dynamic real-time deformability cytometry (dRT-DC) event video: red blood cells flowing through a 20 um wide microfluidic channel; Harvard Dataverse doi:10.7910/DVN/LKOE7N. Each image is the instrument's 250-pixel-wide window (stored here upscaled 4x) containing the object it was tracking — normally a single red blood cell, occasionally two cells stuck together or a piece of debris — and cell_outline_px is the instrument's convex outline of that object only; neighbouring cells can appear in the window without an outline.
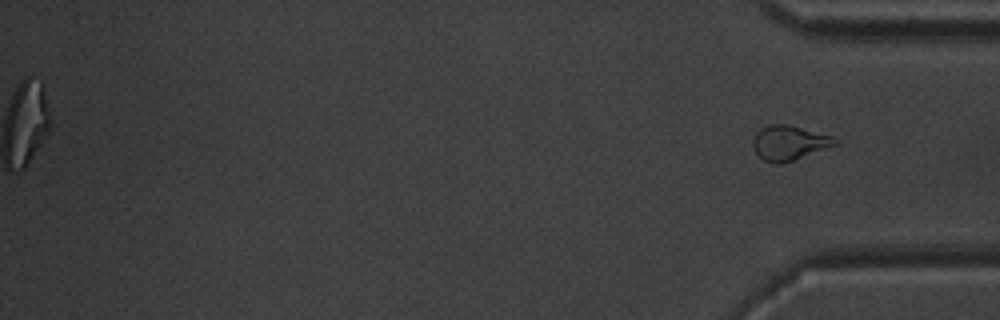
{"species": "common noctule bat (a hibernating species)", "species_latin": "Nyctalus noctula", "temperature_condition": "warm", "stored_images_in_passage": 40, "segment_of_instrument_passage": [2, 2], "camera_frame_rate_fps": 3000, "um_per_image_px": 0.085, "animal": {"sex": "male", "body_mass_g": 20.1, "forearm_length_mm": 53.5}, "frame": {"image": 1, "passage_image": 40, "time_ms": 13.0, "image_size_px": [1000, 320], "cell_outline_px": [[840, 144], [780, 164], [776, 164], [764, 160], [756, 152], [752, 144], [752, 140], [756, 132], [760, 128], [768, 124], [788, 124], [832, 136], [840, 140]], "centroid_in_image_um": [67.09, 12.12], "position_along_channel_um": 368.1, "area_um2": 16.65}}